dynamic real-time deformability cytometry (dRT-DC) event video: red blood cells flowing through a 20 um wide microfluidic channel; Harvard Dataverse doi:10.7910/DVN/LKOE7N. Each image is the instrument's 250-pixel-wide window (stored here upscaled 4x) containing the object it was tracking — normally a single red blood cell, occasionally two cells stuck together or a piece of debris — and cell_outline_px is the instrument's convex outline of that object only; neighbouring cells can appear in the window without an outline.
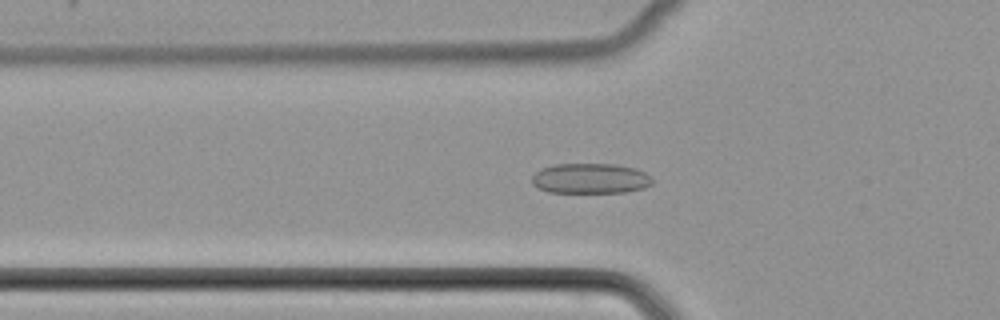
{"species": "common noctule bat (a hibernating species)", "species_latin": "Nyctalus noctula", "temperature_condition": "cold", "stored_images_in_passage": 53, "camera_frame_rate_fps": 3000, "um_per_image_px": 0.085, "animal": {"sex": "female", "body_mass_g": 22.7, "forearm_length_mm": 54.2}, "frame": {"image": 1, "passage_image": 19, "time_ms": 6.0, "image_size_px": [1000, 320], "cell_outline_px": [[652, 184], [644, 188], [624, 192], [548, 192], [536, 188], [532, 184], [532, 176], [536, 172], [552, 164], [616, 164], [636, 168], [652, 176]], "centroid_in_image_um": [50.19, 15.17], "position_along_channel_um": 75.6, "area_um2": 21.33}}
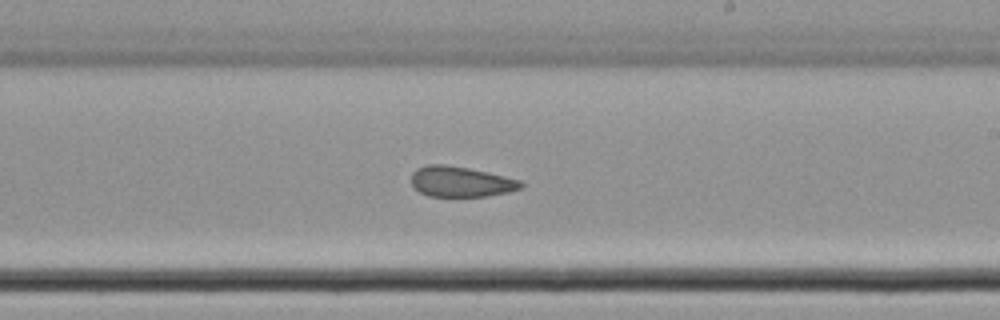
{"frame": {"image": 2, "passage_image": 32, "time_ms": 10.333, "image_size_px": [1000, 320], "cell_outline_px": [[524, 188], [508, 192], [484, 196], [428, 196], [420, 192], [412, 184], [412, 172], [416, 168], [428, 164], [444, 164], [468, 168], [488, 172], [520, 180], [524, 184]], "centroid_in_image_um": [39.18, 15.43], "position_along_channel_um": 249.8, "area_um2": 19.42}}
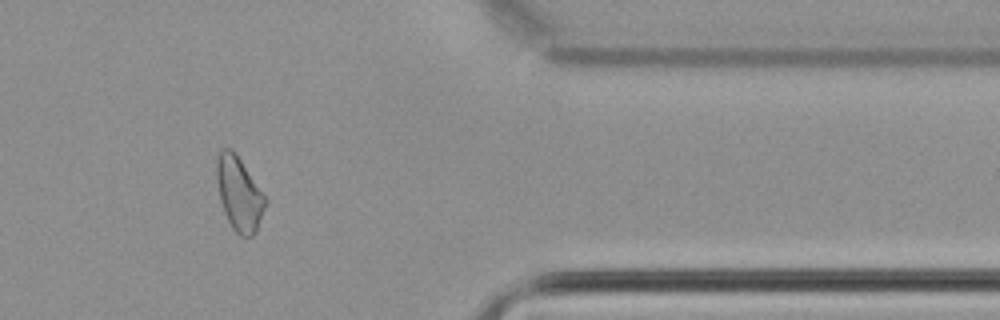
{"frame": {"image": 3, "passage_image": 44, "time_ms": 14.333, "image_size_px": [1000, 320], "cell_outline_px": [[268, 200], [256, 232], [252, 236], [240, 236], [232, 228], [224, 212], [220, 200], [216, 180], [216, 160], [220, 148], [232, 148]], "centroid_in_image_um": [20.31, 16.46], "position_along_channel_um": 391.1, "area_um2": 20.98}}